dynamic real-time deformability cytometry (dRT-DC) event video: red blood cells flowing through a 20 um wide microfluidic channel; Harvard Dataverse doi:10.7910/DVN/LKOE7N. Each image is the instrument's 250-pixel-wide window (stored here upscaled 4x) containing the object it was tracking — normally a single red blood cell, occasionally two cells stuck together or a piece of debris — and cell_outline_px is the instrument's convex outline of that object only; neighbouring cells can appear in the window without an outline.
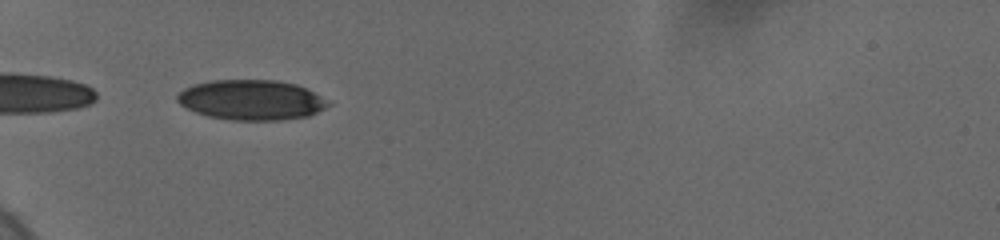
{"species": "human", "species_latin": "Homo sapiens", "temperature_condition": "cold", "stored_images_in_passage": 38, "camera_frame_rate_fps": 3000, "um_per_image_px": 0.085, "donor": {"sex": "female"}, "frame": {"image": 1, "passage_image": 1, "time_ms": 0.0, "image_size_px": [1000, 240], "cell_outline_px": [[332, 104], [308, 116], [280, 120], [232, 120], [208, 116], [196, 112], [180, 104], [176, 100], [176, 96], [184, 88], [196, 84], [212, 80], [276, 80], [296, 84], [320, 96]], "centroid_in_image_um": [21.35, 8.49], "position_along_channel_um": 63.7, "area_um2": 34.97}}
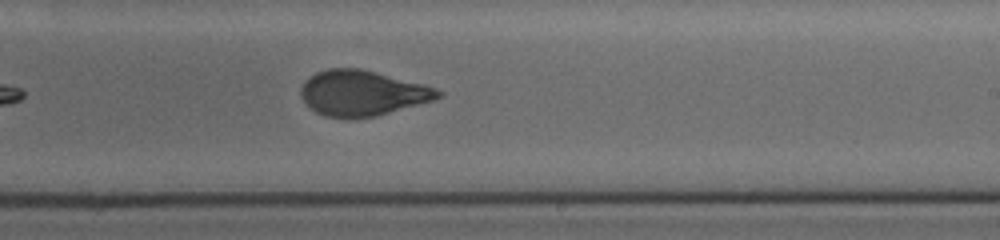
{"frame": {"image": 2, "passage_image": 18, "time_ms": 5.667, "image_size_px": [1000, 240], "cell_outline_px": [[444, 92], [440, 96], [432, 100], [376, 116], [328, 116], [316, 112], [300, 96], [300, 88], [308, 76], [316, 72], [328, 68], [360, 68], [424, 84], [436, 88]], "centroid_in_image_um": [30.78, 7.87], "position_along_channel_um": 258.2, "area_um2": 35.6}}
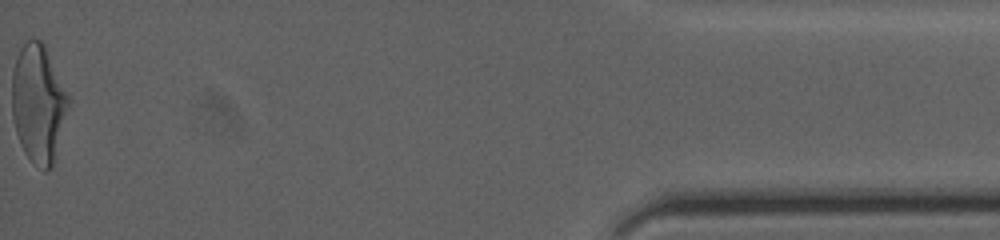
{"frame": {"image": 3, "passage_image": 38, "time_ms": 12.333, "image_size_px": [1000, 240], "cell_outline_px": [[68, 104], [52, 168], [44, 172], [24, 152], [20, 144], [16, 132], [12, 116], [12, 72], [16, 56], [20, 48], [28, 40], [40, 40], [44, 44], [68, 96]], "centroid_in_image_um": [3.22, 8.8], "position_along_channel_um": 432.0, "area_um2": 38.09}, "authors_computed_cell_mechanics": {"area_um2": 36.9053, "velocity_mm_per_s": 3.6684, "shape_relaxation_time_tau1_ms": 4.4787, "shape_relaxation_time_tau2_ms": 0.6384, "deformation_change_tau1": 0.1588, "deformation_change_tau2": 0.0495}}